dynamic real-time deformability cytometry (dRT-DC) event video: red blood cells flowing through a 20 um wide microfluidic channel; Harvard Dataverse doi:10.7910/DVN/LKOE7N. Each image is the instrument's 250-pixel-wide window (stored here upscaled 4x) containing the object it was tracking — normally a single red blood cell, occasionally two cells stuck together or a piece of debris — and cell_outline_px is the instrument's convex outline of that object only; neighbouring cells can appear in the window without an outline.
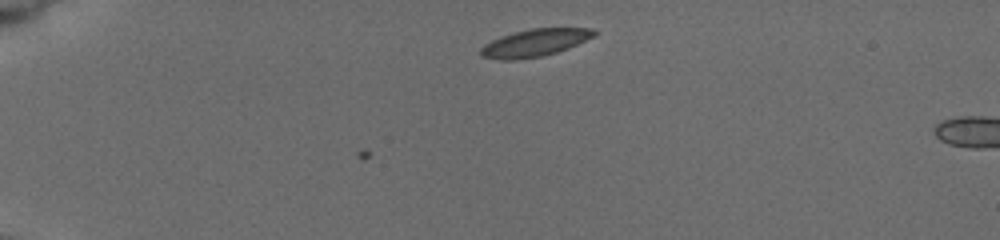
{"species": "common noctule bat (a hibernating species)", "species_latin": "Nyctalus noctula", "temperature_condition": "cold", "stored_images_in_passage": 7, "camera_frame_rate_fps": 3000, "um_per_image_px": 0.085, "animal": {"sex": "female", "body_mass_g": 19.5, "forearm_length_mm": 54.1}, "frame": {"image": 1, "passage_image": 1, "time_ms": 0.0, "image_size_px": [1000, 240], "cell_outline_px": [[600, 32], [568, 48], [556, 52], [540, 56], [512, 60], [500, 60], [480, 56], [480, 48], [484, 44], [500, 36], [512, 32], [532, 28], [592, 28]], "centroid_in_image_um": [45.41, 3.63], "position_along_channel_um": 39.6, "area_um2": 18.03}}